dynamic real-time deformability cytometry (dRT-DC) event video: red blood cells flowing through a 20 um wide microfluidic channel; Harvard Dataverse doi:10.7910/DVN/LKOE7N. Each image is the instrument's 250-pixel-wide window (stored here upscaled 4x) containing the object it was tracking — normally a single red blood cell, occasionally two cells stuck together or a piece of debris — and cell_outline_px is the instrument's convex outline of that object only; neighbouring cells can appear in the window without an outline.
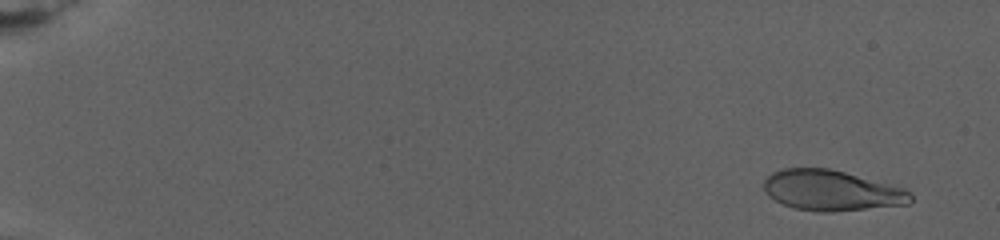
{"species": "human", "species_latin": "Homo sapiens", "temperature_condition": "warm", "stored_images_in_passage": 50, "camera_frame_rate_fps": 3000, "um_per_image_px": 0.085, "donor": {"sex": "female"}, "frame": {"image": 1, "passage_image": 3, "time_ms": 1.333, "image_size_px": [1000, 240], "cell_outline_px": [[912, 200], [908, 204], [832, 212], [820, 212], [792, 208], [768, 196], [764, 192], [764, 180], [772, 172], [784, 168], [828, 168], [844, 172], [904, 188], [912, 192]], "centroid_in_image_um": [70.67, 16.19], "position_along_channel_um": 14.3, "area_um2": 34.56}}
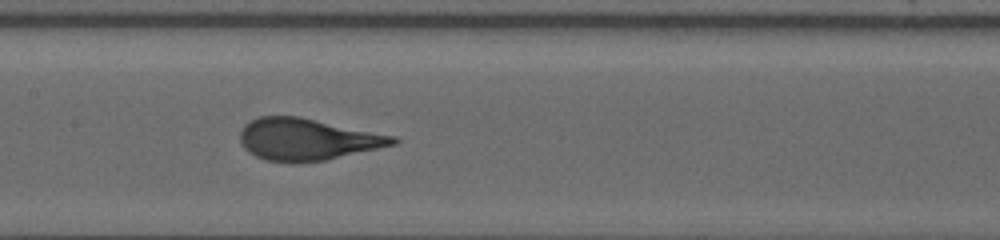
{"frame": {"image": 2, "passage_image": 22, "time_ms": 14.333, "image_size_px": [1000, 240], "cell_outline_px": [[400, 140], [396, 144], [324, 160], [292, 164], [264, 160], [248, 152], [240, 144], [240, 132], [244, 124], [260, 116], [300, 116], [396, 136]], "centroid_in_image_um": [26.09, 11.85], "position_along_channel_um": 181.3, "area_um2": 37.51}}
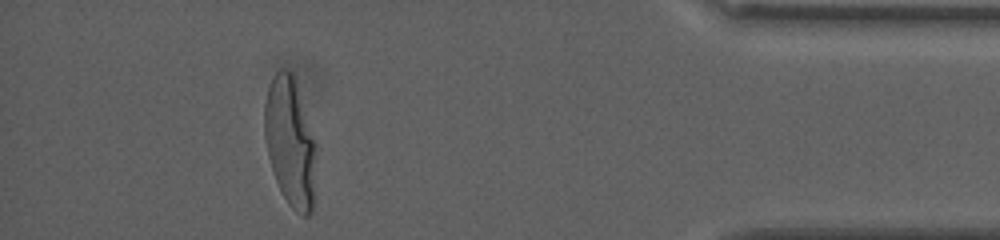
{"frame": {"image": 3, "passage_image": 44, "time_ms": 24.667, "image_size_px": [1000, 240], "cell_outline_px": [[316, 152], [312, 212], [308, 216], [300, 216], [288, 204], [276, 180], [268, 156], [264, 136], [264, 104], [268, 88], [276, 72], [280, 68], [284, 68], [292, 72], [316, 140]], "centroid_in_image_um": [24.67, 12.07], "position_along_channel_um": 410.5, "area_um2": 38.9}, "authors_computed_cell_mechanics": {"area_um2": 36.3562, "velocity_mm_per_s": 2.6119, "shape_relaxation_time_tau1_ms": 7.6881, "shape_relaxation_time_tau2_ms": null, "deformation_change_tau1": 0.2805, "deformation_change_tau2": null}}